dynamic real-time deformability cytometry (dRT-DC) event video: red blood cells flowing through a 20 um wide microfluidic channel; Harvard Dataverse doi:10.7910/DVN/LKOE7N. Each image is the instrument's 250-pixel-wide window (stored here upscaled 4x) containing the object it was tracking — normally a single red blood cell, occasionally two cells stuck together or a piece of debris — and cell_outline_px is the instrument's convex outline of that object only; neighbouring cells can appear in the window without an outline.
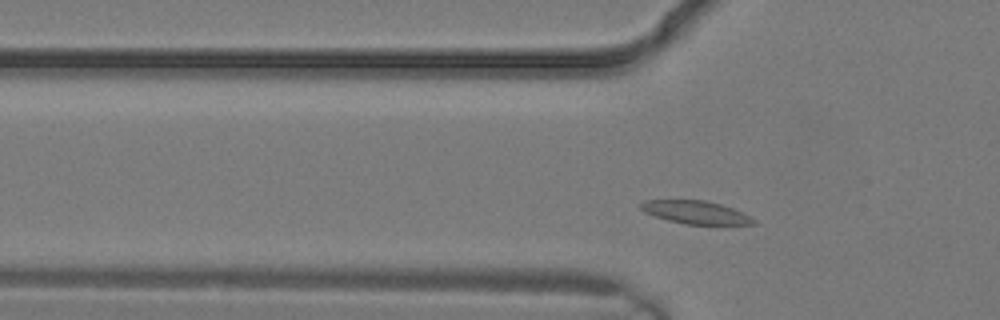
{"species": "common noctule bat (a hibernating species)", "species_latin": "Nyctalus noctula", "temperature_condition": "warm", "stored_images_in_passage": 2, "camera_frame_rate_fps": 3000, "um_per_image_px": 0.085, "animal": {"sex": "male", "body_mass_g": 19.2, "forearm_length_mm": 51.8}, "frame": {"image": 1, "passage_image": 2, "time_ms": 0.333, "image_size_px": [1000, 320], "cell_outline_px": [[756, 224], [684, 224], [668, 220], [644, 212], [640, 208], [640, 204], [644, 200], [704, 200], [720, 204], [732, 208], [756, 220]], "centroid_in_image_um": [59.09, 18.04], "position_along_channel_um": 66.7, "area_um2": 14.85}}